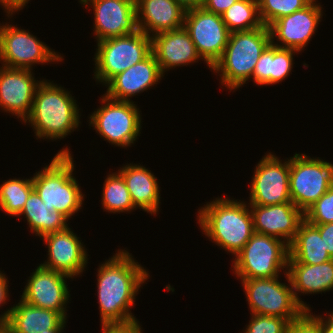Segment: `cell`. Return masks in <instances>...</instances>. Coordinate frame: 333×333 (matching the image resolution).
<instances>
[{"label":"cell","mask_w":333,"mask_h":333,"mask_svg":"<svg viewBox=\"0 0 333 333\" xmlns=\"http://www.w3.org/2000/svg\"><path fill=\"white\" fill-rule=\"evenodd\" d=\"M291 202L289 192V159L284 163L266 154L255 168L249 205H277Z\"/></svg>","instance_id":"obj_13"},{"label":"cell","mask_w":333,"mask_h":333,"mask_svg":"<svg viewBox=\"0 0 333 333\" xmlns=\"http://www.w3.org/2000/svg\"><path fill=\"white\" fill-rule=\"evenodd\" d=\"M322 323L323 333H333V312L329 314L326 320L321 316H316Z\"/></svg>","instance_id":"obj_42"},{"label":"cell","mask_w":333,"mask_h":333,"mask_svg":"<svg viewBox=\"0 0 333 333\" xmlns=\"http://www.w3.org/2000/svg\"><path fill=\"white\" fill-rule=\"evenodd\" d=\"M73 158L68 149L54 156L49 166L32 177L34 190L49 207L61 212L68 219L81 209L84 195L73 177Z\"/></svg>","instance_id":"obj_5"},{"label":"cell","mask_w":333,"mask_h":333,"mask_svg":"<svg viewBox=\"0 0 333 333\" xmlns=\"http://www.w3.org/2000/svg\"><path fill=\"white\" fill-rule=\"evenodd\" d=\"M164 76L154 54L151 52L145 59L127 70L114 76L107 83L105 95L119 101H130L131 96L154 86Z\"/></svg>","instance_id":"obj_21"},{"label":"cell","mask_w":333,"mask_h":333,"mask_svg":"<svg viewBox=\"0 0 333 333\" xmlns=\"http://www.w3.org/2000/svg\"><path fill=\"white\" fill-rule=\"evenodd\" d=\"M29 0H0V4L7 10L6 13L13 14V12L22 9Z\"/></svg>","instance_id":"obj_39"},{"label":"cell","mask_w":333,"mask_h":333,"mask_svg":"<svg viewBox=\"0 0 333 333\" xmlns=\"http://www.w3.org/2000/svg\"><path fill=\"white\" fill-rule=\"evenodd\" d=\"M333 259L325 249L320 231L304 220L289 245L288 263L316 265Z\"/></svg>","instance_id":"obj_26"},{"label":"cell","mask_w":333,"mask_h":333,"mask_svg":"<svg viewBox=\"0 0 333 333\" xmlns=\"http://www.w3.org/2000/svg\"><path fill=\"white\" fill-rule=\"evenodd\" d=\"M65 320L59 312L35 307L22 299L0 316V324H6L10 333H40L59 327Z\"/></svg>","instance_id":"obj_23"},{"label":"cell","mask_w":333,"mask_h":333,"mask_svg":"<svg viewBox=\"0 0 333 333\" xmlns=\"http://www.w3.org/2000/svg\"><path fill=\"white\" fill-rule=\"evenodd\" d=\"M151 52L162 74L167 69L188 65L201 58L188 31L182 27L151 36Z\"/></svg>","instance_id":"obj_20"},{"label":"cell","mask_w":333,"mask_h":333,"mask_svg":"<svg viewBox=\"0 0 333 333\" xmlns=\"http://www.w3.org/2000/svg\"><path fill=\"white\" fill-rule=\"evenodd\" d=\"M289 322L278 316L252 314L244 333H287Z\"/></svg>","instance_id":"obj_34"},{"label":"cell","mask_w":333,"mask_h":333,"mask_svg":"<svg viewBox=\"0 0 333 333\" xmlns=\"http://www.w3.org/2000/svg\"><path fill=\"white\" fill-rule=\"evenodd\" d=\"M271 44L269 27L262 25L250 31L230 33L221 58L211 68L221 72V83L237 89L252 77L263 51Z\"/></svg>","instance_id":"obj_4"},{"label":"cell","mask_w":333,"mask_h":333,"mask_svg":"<svg viewBox=\"0 0 333 333\" xmlns=\"http://www.w3.org/2000/svg\"><path fill=\"white\" fill-rule=\"evenodd\" d=\"M138 321L127 324L102 325V333H142Z\"/></svg>","instance_id":"obj_36"},{"label":"cell","mask_w":333,"mask_h":333,"mask_svg":"<svg viewBox=\"0 0 333 333\" xmlns=\"http://www.w3.org/2000/svg\"><path fill=\"white\" fill-rule=\"evenodd\" d=\"M95 79L107 84L114 76L141 62L151 53V36L142 31L99 41Z\"/></svg>","instance_id":"obj_7"},{"label":"cell","mask_w":333,"mask_h":333,"mask_svg":"<svg viewBox=\"0 0 333 333\" xmlns=\"http://www.w3.org/2000/svg\"><path fill=\"white\" fill-rule=\"evenodd\" d=\"M66 320L57 328L55 329H45L42 330L40 333H61L63 328L65 327Z\"/></svg>","instance_id":"obj_43"},{"label":"cell","mask_w":333,"mask_h":333,"mask_svg":"<svg viewBox=\"0 0 333 333\" xmlns=\"http://www.w3.org/2000/svg\"><path fill=\"white\" fill-rule=\"evenodd\" d=\"M102 195L103 207L108 212H128L136 208L131 200L125 181L119 173L107 176Z\"/></svg>","instance_id":"obj_31"},{"label":"cell","mask_w":333,"mask_h":333,"mask_svg":"<svg viewBox=\"0 0 333 333\" xmlns=\"http://www.w3.org/2000/svg\"><path fill=\"white\" fill-rule=\"evenodd\" d=\"M41 81L36 82L29 69H0V106L4 111L25 120L30 114L35 92Z\"/></svg>","instance_id":"obj_19"},{"label":"cell","mask_w":333,"mask_h":333,"mask_svg":"<svg viewBox=\"0 0 333 333\" xmlns=\"http://www.w3.org/2000/svg\"><path fill=\"white\" fill-rule=\"evenodd\" d=\"M126 250H118L98 270V301L102 325L136 321L129 308L148 279V272Z\"/></svg>","instance_id":"obj_1"},{"label":"cell","mask_w":333,"mask_h":333,"mask_svg":"<svg viewBox=\"0 0 333 333\" xmlns=\"http://www.w3.org/2000/svg\"><path fill=\"white\" fill-rule=\"evenodd\" d=\"M118 173L123 177L135 207L155 214L160 203V190L156 177L145 167L129 164Z\"/></svg>","instance_id":"obj_25"},{"label":"cell","mask_w":333,"mask_h":333,"mask_svg":"<svg viewBox=\"0 0 333 333\" xmlns=\"http://www.w3.org/2000/svg\"><path fill=\"white\" fill-rule=\"evenodd\" d=\"M304 217L312 225L333 222V186L304 212Z\"/></svg>","instance_id":"obj_33"},{"label":"cell","mask_w":333,"mask_h":333,"mask_svg":"<svg viewBox=\"0 0 333 333\" xmlns=\"http://www.w3.org/2000/svg\"><path fill=\"white\" fill-rule=\"evenodd\" d=\"M285 275L291 287L280 283L278 277L241 279L251 314L278 316L291 323L305 311L294 296L286 270Z\"/></svg>","instance_id":"obj_9"},{"label":"cell","mask_w":333,"mask_h":333,"mask_svg":"<svg viewBox=\"0 0 333 333\" xmlns=\"http://www.w3.org/2000/svg\"><path fill=\"white\" fill-rule=\"evenodd\" d=\"M102 105L90 116V125L108 142L127 147L134 143L140 129L141 117L134 102L114 100L106 95Z\"/></svg>","instance_id":"obj_10"},{"label":"cell","mask_w":333,"mask_h":333,"mask_svg":"<svg viewBox=\"0 0 333 333\" xmlns=\"http://www.w3.org/2000/svg\"><path fill=\"white\" fill-rule=\"evenodd\" d=\"M23 214L33 233L40 237L68 227V218L59 211H49L35 190L30 193L19 215Z\"/></svg>","instance_id":"obj_28"},{"label":"cell","mask_w":333,"mask_h":333,"mask_svg":"<svg viewBox=\"0 0 333 333\" xmlns=\"http://www.w3.org/2000/svg\"><path fill=\"white\" fill-rule=\"evenodd\" d=\"M198 213V223L206 236L235 256L254 233L252 214L245 202L219 198Z\"/></svg>","instance_id":"obj_2"},{"label":"cell","mask_w":333,"mask_h":333,"mask_svg":"<svg viewBox=\"0 0 333 333\" xmlns=\"http://www.w3.org/2000/svg\"><path fill=\"white\" fill-rule=\"evenodd\" d=\"M287 270L294 296L305 310L310 308L299 299L298 292L312 294L333 289V259L316 265L288 263Z\"/></svg>","instance_id":"obj_24"},{"label":"cell","mask_w":333,"mask_h":333,"mask_svg":"<svg viewBox=\"0 0 333 333\" xmlns=\"http://www.w3.org/2000/svg\"><path fill=\"white\" fill-rule=\"evenodd\" d=\"M179 3L184 9H192L197 7H202L204 0H174Z\"/></svg>","instance_id":"obj_41"},{"label":"cell","mask_w":333,"mask_h":333,"mask_svg":"<svg viewBox=\"0 0 333 333\" xmlns=\"http://www.w3.org/2000/svg\"><path fill=\"white\" fill-rule=\"evenodd\" d=\"M322 7L312 0L303 9L290 15L281 17L269 26L271 44L280 47L301 51L316 31L322 17ZM277 37L283 44H274Z\"/></svg>","instance_id":"obj_16"},{"label":"cell","mask_w":333,"mask_h":333,"mask_svg":"<svg viewBox=\"0 0 333 333\" xmlns=\"http://www.w3.org/2000/svg\"><path fill=\"white\" fill-rule=\"evenodd\" d=\"M234 271L240 279L278 277L288 269L289 245L276 237L254 232L235 256Z\"/></svg>","instance_id":"obj_6"},{"label":"cell","mask_w":333,"mask_h":333,"mask_svg":"<svg viewBox=\"0 0 333 333\" xmlns=\"http://www.w3.org/2000/svg\"><path fill=\"white\" fill-rule=\"evenodd\" d=\"M184 28L188 31L201 59L212 68L221 58L230 36L222 16L203 7L188 9L184 16Z\"/></svg>","instance_id":"obj_11"},{"label":"cell","mask_w":333,"mask_h":333,"mask_svg":"<svg viewBox=\"0 0 333 333\" xmlns=\"http://www.w3.org/2000/svg\"><path fill=\"white\" fill-rule=\"evenodd\" d=\"M333 186V164L295 154L289 159L291 202L305 212Z\"/></svg>","instance_id":"obj_8"},{"label":"cell","mask_w":333,"mask_h":333,"mask_svg":"<svg viewBox=\"0 0 333 333\" xmlns=\"http://www.w3.org/2000/svg\"><path fill=\"white\" fill-rule=\"evenodd\" d=\"M79 109L70 93L52 82L41 81L27 120L38 138H64L78 127Z\"/></svg>","instance_id":"obj_3"},{"label":"cell","mask_w":333,"mask_h":333,"mask_svg":"<svg viewBox=\"0 0 333 333\" xmlns=\"http://www.w3.org/2000/svg\"><path fill=\"white\" fill-rule=\"evenodd\" d=\"M238 0H204L202 7L217 15H222L231 5Z\"/></svg>","instance_id":"obj_37"},{"label":"cell","mask_w":333,"mask_h":333,"mask_svg":"<svg viewBox=\"0 0 333 333\" xmlns=\"http://www.w3.org/2000/svg\"><path fill=\"white\" fill-rule=\"evenodd\" d=\"M287 333H323L322 323L309 310H305L289 324Z\"/></svg>","instance_id":"obj_35"},{"label":"cell","mask_w":333,"mask_h":333,"mask_svg":"<svg viewBox=\"0 0 333 333\" xmlns=\"http://www.w3.org/2000/svg\"><path fill=\"white\" fill-rule=\"evenodd\" d=\"M8 285H7V278L5 274L0 272V305L6 303L7 294H8Z\"/></svg>","instance_id":"obj_40"},{"label":"cell","mask_w":333,"mask_h":333,"mask_svg":"<svg viewBox=\"0 0 333 333\" xmlns=\"http://www.w3.org/2000/svg\"><path fill=\"white\" fill-rule=\"evenodd\" d=\"M0 59L4 67L29 70L35 63L62 61L30 32L7 24L0 26Z\"/></svg>","instance_id":"obj_12"},{"label":"cell","mask_w":333,"mask_h":333,"mask_svg":"<svg viewBox=\"0 0 333 333\" xmlns=\"http://www.w3.org/2000/svg\"><path fill=\"white\" fill-rule=\"evenodd\" d=\"M254 232L283 238L288 245L293 241L300 224L305 220L304 212L292 202L277 205H250ZM285 239V240H284Z\"/></svg>","instance_id":"obj_17"},{"label":"cell","mask_w":333,"mask_h":333,"mask_svg":"<svg viewBox=\"0 0 333 333\" xmlns=\"http://www.w3.org/2000/svg\"><path fill=\"white\" fill-rule=\"evenodd\" d=\"M92 3L97 42L107 38L135 34L139 30L136 3L132 0H80Z\"/></svg>","instance_id":"obj_14"},{"label":"cell","mask_w":333,"mask_h":333,"mask_svg":"<svg viewBox=\"0 0 333 333\" xmlns=\"http://www.w3.org/2000/svg\"><path fill=\"white\" fill-rule=\"evenodd\" d=\"M34 190L31 179H11L0 185V207L7 214L19 216L30 193Z\"/></svg>","instance_id":"obj_30"},{"label":"cell","mask_w":333,"mask_h":333,"mask_svg":"<svg viewBox=\"0 0 333 333\" xmlns=\"http://www.w3.org/2000/svg\"><path fill=\"white\" fill-rule=\"evenodd\" d=\"M259 16L263 25L269 27L274 21L303 9L312 0H257Z\"/></svg>","instance_id":"obj_32"},{"label":"cell","mask_w":333,"mask_h":333,"mask_svg":"<svg viewBox=\"0 0 333 333\" xmlns=\"http://www.w3.org/2000/svg\"><path fill=\"white\" fill-rule=\"evenodd\" d=\"M294 49L280 48L270 44L255 65L252 77L258 85L279 83L289 75L293 66Z\"/></svg>","instance_id":"obj_27"},{"label":"cell","mask_w":333,"mask_h":333,"mask_svg":"<svg viewBox=\"0 0 333 333\" xmlns=\"http://www.w3.org/2000/svg\"><path fill=\"white\" fill-rule=\"evenodd\" d=\"M48 246L47 262L41 266L63 273L77 276L84 270L87 263V253L81 241L69 227L42 236Z\"/></svg>","instance_id":"obj_18"},{"label":"cell","mask_w":333,"mask_h":333,"mask_svg":"<svg viewBox=\"0 0 333 333\" xmlns=\"http://www.w3.org/2000/svg\"><path fill=\"white\" fill-rule=\"evenodd\" d=\"M136 9L139 30L148 36L184 27L186 9L174 0H139Z\"/></svg>","instance_id":"obj_22"},{"label":"cell","mask_w":333,"mask_h":333,"mask_svg":"<svg viewBox=\"0 0 333 333\" xmlns=\"http://www.w3.org/2000/svg\"><path fill=\"white\" fill-rule=\"evenodd\" d=\"M0 333H10V330L6 324H0Z\"/></svg>","instance_id":"obj_44"},{"label":"cell","mask_w":333,"mask_h":333,"mask_svg":"<svg viewBox=\"0 0 333 333\" xmlns=\"http://www.w3.org/2000/svg\"><path fill=\"white\" fill-rule=\"evenodd\" d=\"M30 276L21 299L35 307L59 312L66 319L65 306L69 299L66 278H71L41 265Z\"/></svg>","instance_id":"obj_15"},{"label":"cell","mask_w":333,"mask_h":333,"mask_svg":"<svg viewBox=\"0 0 333 333\" xmlns=\"http://www.w3.org/2000/svg\"><path fill=\"white\" fill-rule=\"evenodd\" d=\"M221 16L230 33L250 31L263 25L257 0H238Z\"/></svg>","instance_id":"obj_29"},{"label":"cell","mask_w":333,"mask_h":333,"mask_svg":"<svg viewBox=\"0 0 333 333\" xmlns=\"http://www.w3.org/2000/svg\"><path fill=\"white\" fill-rule=\"evenodd\" d=\"M314 226L320 231L321 238L324 240L325 249L333 258V222Z\"/></svg>","instance_id":"obj_38"}]
</instances>
